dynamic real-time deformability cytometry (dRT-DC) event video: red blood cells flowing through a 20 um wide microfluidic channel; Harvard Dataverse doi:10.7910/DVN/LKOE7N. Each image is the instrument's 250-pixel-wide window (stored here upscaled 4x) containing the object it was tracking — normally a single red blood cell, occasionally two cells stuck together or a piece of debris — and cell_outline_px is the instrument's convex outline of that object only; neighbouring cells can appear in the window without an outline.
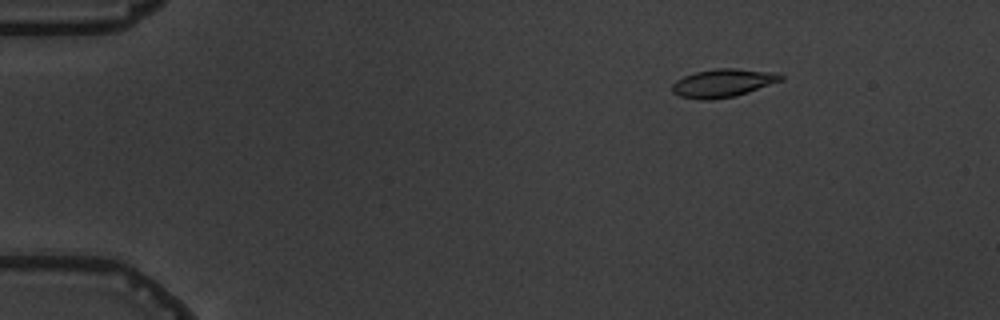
{"species": "common noctule bat (a hibernating species)", "species_latin": "Nyctalus noctula", "temperature_condition": "warm", "stored_images_in_passage": 5, "camera_frame_rate_fps": 3000, "um_per_image_px": 0.085, "animal": {"sex": "male", "body_mass_g": 19.5, "forearm_length_mm": 54.6}, "frame": {"image": 1, "passage_image": 2, "time_ms": 1.0, "image_size_px": [1000, 320], "cell_outline_px": [[784, 80], [736, 96], [712, 100], [700, 100], [680, 96], [672, 92], [672, 84], [676, 80], [684, 76], [696, 72], [716, 68], [736, 68], [780, 72], [784, 76]], "centroid_in_image_um": [61.5, 7.05], "position_along_channel_um": 23.5, "area_um2": 18.15}}